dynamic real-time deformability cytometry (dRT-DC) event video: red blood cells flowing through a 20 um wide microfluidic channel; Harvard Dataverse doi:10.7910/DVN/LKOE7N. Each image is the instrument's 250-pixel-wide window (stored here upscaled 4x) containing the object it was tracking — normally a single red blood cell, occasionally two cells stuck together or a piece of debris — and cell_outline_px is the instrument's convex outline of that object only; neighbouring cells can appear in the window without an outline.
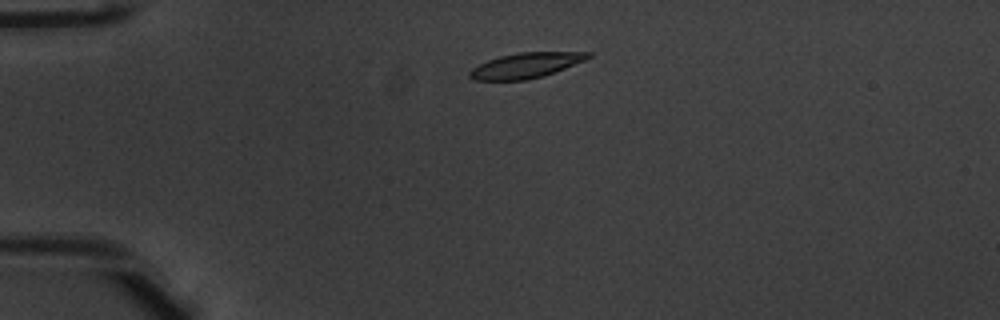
{"species": "common noctule bat (a hibernating species)", "species_latin": "Nyctalus noctula", "temperature_condition": "warm", "stored_images_in_passage": 45, "camera_frame_rate_fps": 3000, "um_per_image_px": 0.085, "animal": {"sex": "male", "body_mass_g": 20.1, "forearm_length_mm": 53.5}, "frame": {"image": 1, "passage_image": 6, "time_ms": 1.667, "image_size_px": [1000, 320], "cell_outline_px": [[592, 56], [584, 60], [544, 76], [528, 80], [472, 80], [468, 76], [468, 72], [472, 68], [488, 60], [500, 56], [516, 52], [592, 52]], "centroid_in_image_um": [44.66, 5.56], "position_along_channel_um": 40.3, "area_um2": 17.4}}
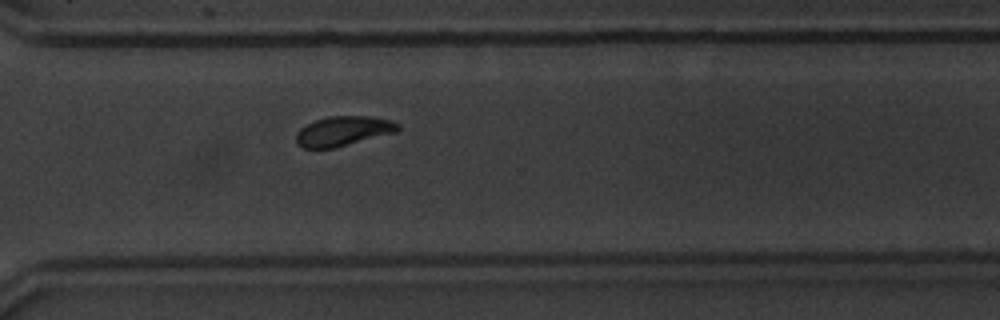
{"frame": {"image": 2, "passage_image": 32, "time_ms": 10.333, "image_size_px": [1000, 320], "cell_outline_px": [[400, 128], [396, 132], [332, 148], [304, 148], [296, 144], [296, 132], [300, 128], [316, 120], [328, 116], [372, 116], [392, 120], [400, 124]], "centroid_in_image_um": [29.18, 11.13], "position_along_channel_um": 341.4, "area_um2": 17.57}}
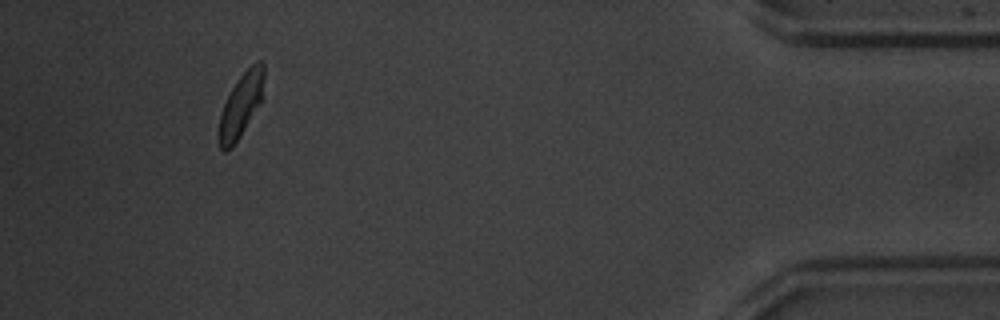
{"frame": {"image": 3, "passage_image": 42, "time_ms": 13.667, "image_size_px": [1000, 320], "cell_outline_px": [[264, 76], [260, 104], [232, 148], [224, 152], [220, 148], [220, 116], [224, 104], [232, 88], [240, 76], [256, 60], [264, 60]], "centroid_in_image_um": [20.51, 8.9], "position_along_channel_um": 414.7, "area_um2": 16.3}, "authors_computed_cell_mechanics": {"area_um2": 17.9758, "velocity_mm_per_s": 3.9067, "shape_relaxation_time_tau1_ms": 2.4292, "shape_relaxation_time_tau2_ms": 1.6794, "deformation_change_tau1": 0.1464, "deformation_change_tau2": 0.0577}}